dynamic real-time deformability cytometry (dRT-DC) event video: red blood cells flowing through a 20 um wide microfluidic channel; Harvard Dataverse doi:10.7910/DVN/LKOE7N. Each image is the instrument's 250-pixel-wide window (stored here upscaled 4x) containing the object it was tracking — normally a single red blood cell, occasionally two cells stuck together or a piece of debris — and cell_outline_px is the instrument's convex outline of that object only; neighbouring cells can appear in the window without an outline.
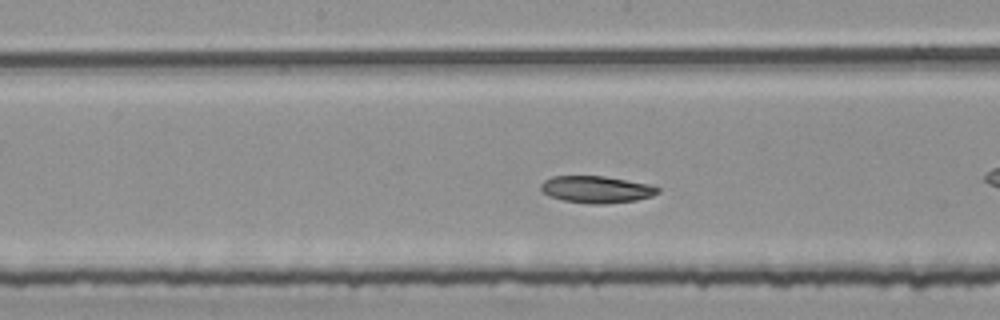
{"species": "common noctule bat (a hibernating species)", "species_latin": "Nyctalus noctula", "temperature_condition": "room temperature", "stored_images_in_passage": 36, "camera_frame_rate_fps": 3000, "um_per_image_px": 0.085, "animal": {"sex": "female", "body_mass_g": 25.1}, "frame": {"image": 1, "passage_image": 11, "time_ms": 3.333, "image_size_px": [1000, 320], "cell_outline_px": [[660, 192], [652, 196], [636, 200], [604, 204], [588, 204], [564, 200], [548, 196], [540, 192], [540, 184], [544, 180], [552, 176], [604, 176], [648, 184], [660, 188]], "centroid_in_image_um": [50.65, 16.1], "position_along_channel_um": 197.5, "area_um2": 18.5}}
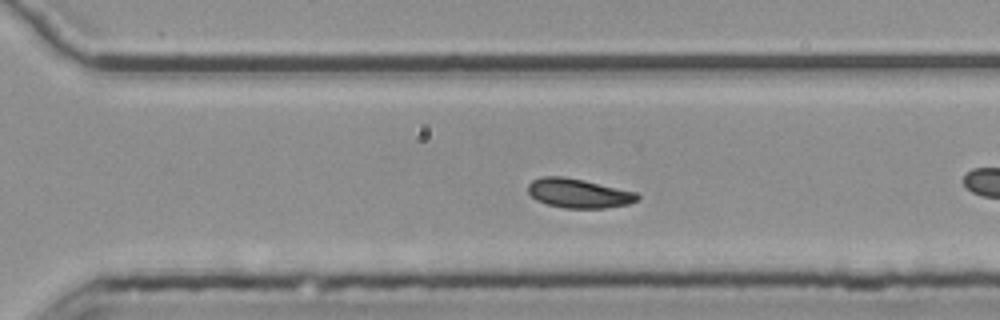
{"frame": {"image": 2, "passage_image": 21, "time_ms": 6.667, "image_size_px": [1000, 320], "cell_outline_px": [[640, 200], [628, 204], [604, 208], [564, 208], [548, 204], [536, 200], [528, 192], [528, 184], [532, 180], [540, 176], [560, 176], [584, 180], [636, 192], [640, 196]], "centroid_in_image_um": [49.18, 16.42], "position_along_channel_um": 321.4, "area_um2": 18.67}}